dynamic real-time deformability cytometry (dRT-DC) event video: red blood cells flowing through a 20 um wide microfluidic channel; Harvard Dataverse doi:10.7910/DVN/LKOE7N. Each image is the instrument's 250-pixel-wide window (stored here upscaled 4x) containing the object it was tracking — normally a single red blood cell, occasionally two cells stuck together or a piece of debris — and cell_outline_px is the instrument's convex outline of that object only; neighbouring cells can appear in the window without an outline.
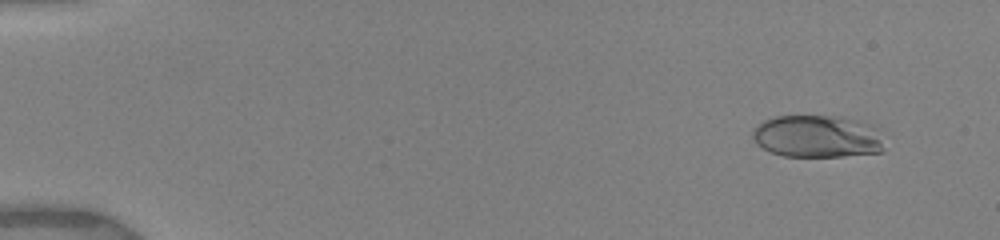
{"species": "human", "species_latin": "Homo sapiens", "temperature_condition": "warm", "stored_images_in_passage": 30, "camera_frame_rate_fps": 3000, "um_per_image_px": 0.085, "donor": {"sex": "female"}, "frame": {"image": 1, "passage_image": 1, "time_ms": 0.0, "image_size_px": [1000, 240], "cell_outline_px": [[884, 148], [880, 152], [844, 156], [784, 156], [772, 152], [756, 144], [752, 136], [752, 128], [764, 120], [776, 116], [832, 116], [856, 120], [876, 124], [884, 128]], "centroid_in_image_um": [69.56, 11.58], "position_along_channel_um": 15.4, "area_um2": 33.23}}
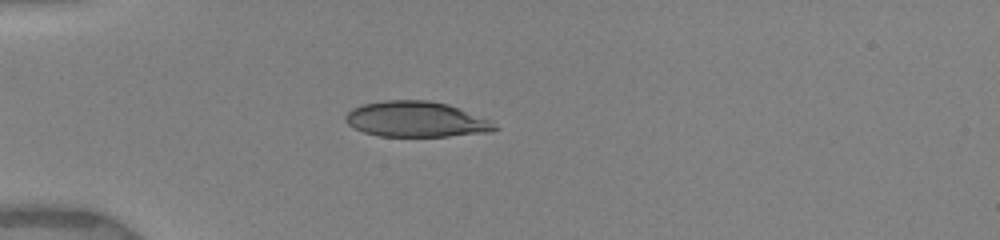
{"frame": {"image": 2, "passage_image": 12, "time_ms": 3.667, "image_size_px": [1000, 240], "cell_outline_px": [[500, 128], [492, 132], [448, 136], [380, 136], [364, 132], [352, 128], [344, 120], [344, 116], [352, 108], [360, 104], [384, 100], [428, 100], [448, 104], [460, 108], [492, 120]], "centroid_in_image_um": [35.39, 10.13], "position_along_channel_um": 49.6, "area_um2": 31.33}}
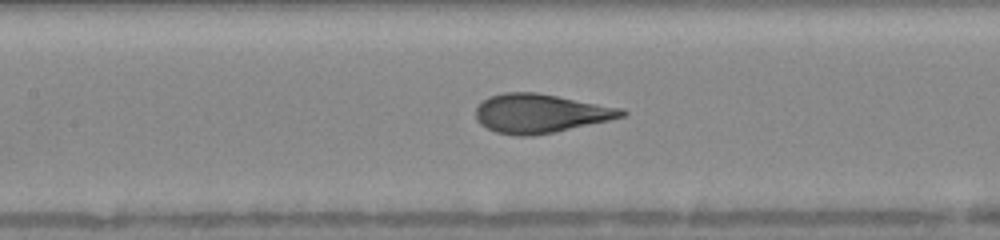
{"frame": {"image": 3, "passage_image": 26, "time_ms": 7.0, "image_size_px": [1000, 240], "cell_outline_px": [[628, 112], [624, 116], [608, 120], [552, 132], [532, 136], [516, 136], [496, 132], [480, 124], [476, 120], [476, 108], [488, 96], [504, 92], [536, 92], [624, 108]], "centroid_in_image_um": [45.91, 9.63], "position_along_channel_um": 161.5, "area_um2": 32.95}}